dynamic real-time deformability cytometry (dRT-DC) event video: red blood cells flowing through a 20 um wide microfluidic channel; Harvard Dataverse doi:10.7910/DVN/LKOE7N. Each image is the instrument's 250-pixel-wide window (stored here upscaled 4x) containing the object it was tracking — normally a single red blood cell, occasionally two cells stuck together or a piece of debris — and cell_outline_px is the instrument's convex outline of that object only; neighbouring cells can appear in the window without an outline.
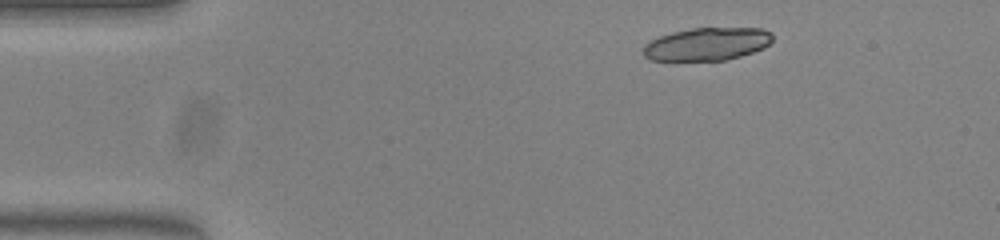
{"species": "common noctule bat (a hibernating species)", "species_latin": "Nyctalus noctula", "temperature_condition": "warm", "stored_images_in_passage": 43, "segment_of_instrument_passage": [1, 3], "camera_frame_rate_fps": 3000, "um_per_image_px": 0.085, "animal": {"sex": "female", "body_mass_g": 23.0, "forearm_length_mm": 53.4}, "frame": {"image": 1, "passage_image": 1, "time_ms": 0.0, "image_size_px": [1000, 240], "cell_outline_px": [[772, 36], [768, 44], [760, 48], [748, 52], [720, 60], [660, 60], [652, 44], [656, 40], [680, 32], [700, 28], [748, 28], [768, 32]], "centroid_in_image_um": [60.37, 3.72], "position_along_channel_um": 24.6, "area_um2": 21.68}}
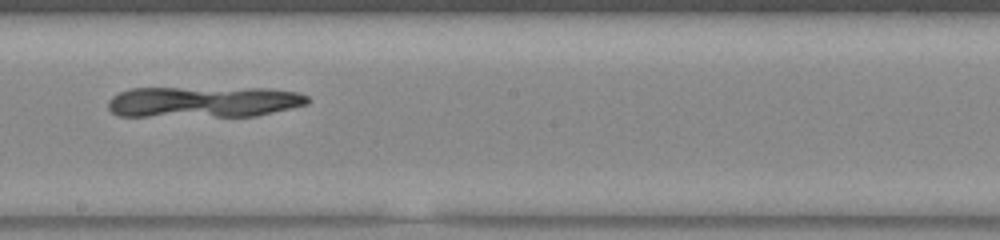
{"frame": {"image": 2, "passage_image": 22, "time_ms": 7.0, "image_size_px": [1000, 240], "cell_outline_px": [[308, 100], [300, 104], [264, 112], [240, 116], [136, 116], [116, 112], [112, 108], [112, 100], [128, 92], [152, 88], [156, 88], [284, 92], [304, 96]], "centroid_in_image_um": [17.16, 8.71], "position_along_channel_um": 231.0, "area_um2": 31.67}}
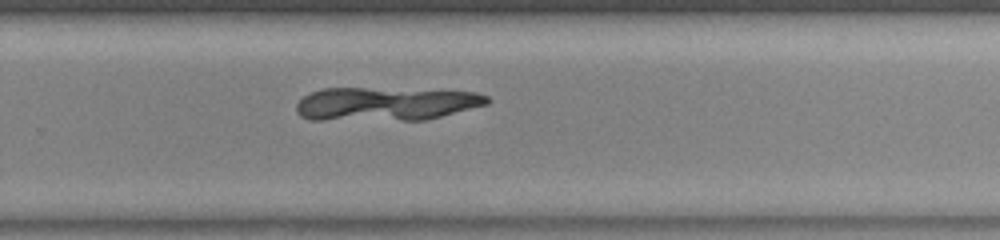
{"frame": {"image": 3, "passage_image": 27, "time_ms": 8.667, "image_size_px": [1000, 240], "cell_outline_px": [[488, 100], [480, 104], [436, 116], [304, 116], [300, 112], [300, 104], [308, 96], [316, 92], [336, 88], [348, 88], [464, 92], [484, 96]], "centroid_in_image_um": [32.83, 8.73], "position_along_channel_um": 297.0, "area_um2": 31.1}}